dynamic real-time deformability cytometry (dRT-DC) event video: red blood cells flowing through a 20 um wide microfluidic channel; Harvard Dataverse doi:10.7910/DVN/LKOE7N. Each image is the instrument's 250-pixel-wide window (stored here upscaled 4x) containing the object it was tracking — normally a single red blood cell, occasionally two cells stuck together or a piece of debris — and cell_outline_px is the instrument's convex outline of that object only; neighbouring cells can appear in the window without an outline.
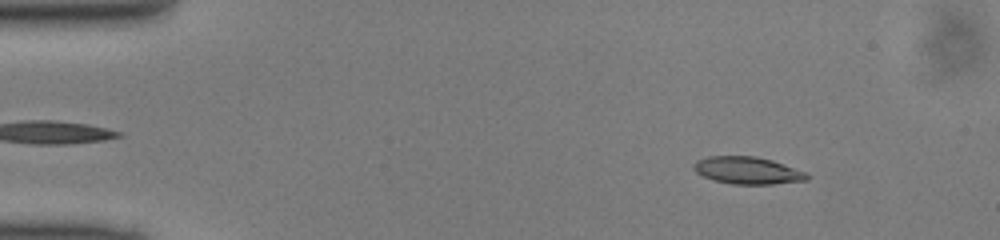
{"species": "common noctule bat (a hibernating species)", "species_latin": "Nyctalus noctula", "temperature_condition": "cold", "stored_images_in_passage": 48, "camera_frame_rate_fps": 3000, "um_per_image_px": 0.085, "animal": {"sex": "male", "body_mass_g": 13.0, "forearm_length_mm": 53.1}, "frame": {"image": 1, "passage_image": 6, "time_ms": 1.667, "image_size_px": [1000, 240], "cell_outline_px": [[808, 180], [772, 184], [732, 184], [716, 180], [704, 176], [696, 172], [692, 168], [692, 164], [696, 160], [708, 156], [756, 156], [772, 160], [808, 172]], "centroid_in_image_um": [63.55, 14.48], "position_along_channel_um": 21.5, "area_um2": 18.03}}
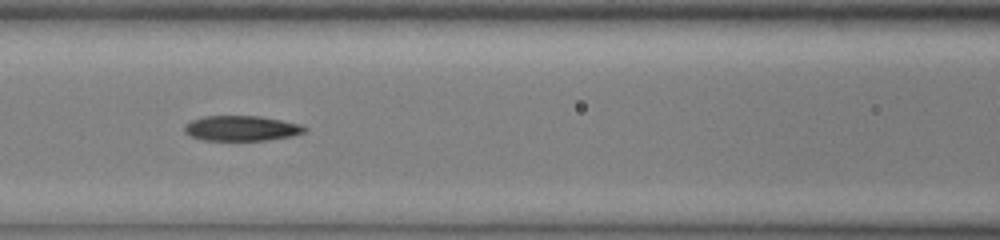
{"frame": {"image": 2, "passage_image": 21, "time_ms": 6.667, "image_size_px": [1000, 240], "cell_outline_px": [[308, 128], [304, 132], [292, 136], [264, 140], [204, 140], [192, 136], [184, 132], [184, 124], [192, 120], [204, 116], [260, 116], [300, 124]], "centroid_in_image_um": [20.51, 10.9], "position_along_channel_um": 146.1, "area_um2": 17.51}}
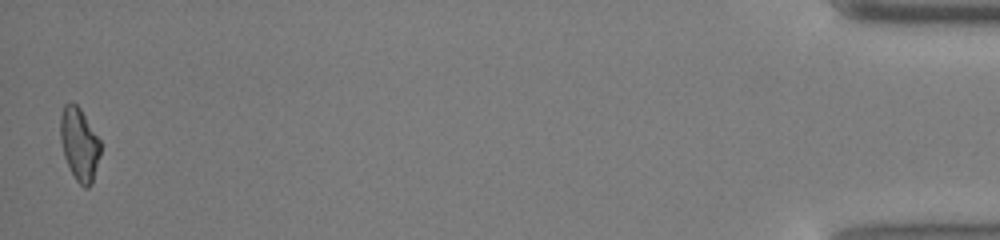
{"frame": {"image": 3, "passage_image": 48, "time_ms": 15.667, "image_size_px": [1000, 240], "cell_outline_px": [[100, 156], [92, 184], [88, 188], [84, 188], [76, 180], [64, 156], [60, 140], [60, 116], [64, 104], [76, 104], [80, 108], [100, 140]], "centroid_in_image_um": [6.75, 12.27], "position_along_channel_um": 428.5, "area_um2": 16.94}}